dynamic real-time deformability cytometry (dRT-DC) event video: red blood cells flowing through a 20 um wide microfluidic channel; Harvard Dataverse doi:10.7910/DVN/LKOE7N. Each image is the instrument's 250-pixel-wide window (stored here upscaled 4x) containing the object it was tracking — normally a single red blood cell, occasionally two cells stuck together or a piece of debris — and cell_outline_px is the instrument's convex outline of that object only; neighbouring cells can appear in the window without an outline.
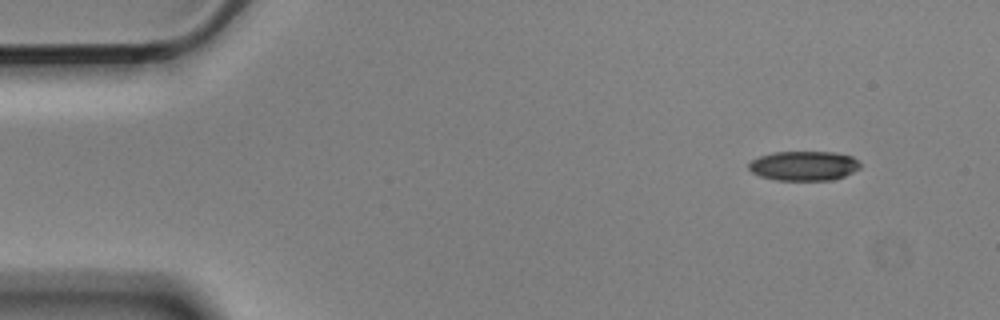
{"species": "Egyptian fruit bat (a non-hibernating species)", "species_latin": "Rousettus aegyptiacus", "temperature_condition": "cold", "stored_images_in_passage": 4, "camera_frame_rate_fps": 3000, "um_per_image_px": 0.085, "animal": {"sex": "male"}, "frame": {"image": 1, "passage_image": 4, "time_ms": 1.0, "image_size_px": [1000, 320], "cell_outline_px": [[860, 168], [844, 176], [832, 180], [776, 180], [760, 176], [752, 172], [748, 168], [748, 164], [752, 160], [760, 156], [772, 152], [836, 152], [852, 156], [860, 164]], "centroid_in_image_um": [68.32, 14.09], "position_along_channel_um": 16.7, "area_um2": 19.19}}